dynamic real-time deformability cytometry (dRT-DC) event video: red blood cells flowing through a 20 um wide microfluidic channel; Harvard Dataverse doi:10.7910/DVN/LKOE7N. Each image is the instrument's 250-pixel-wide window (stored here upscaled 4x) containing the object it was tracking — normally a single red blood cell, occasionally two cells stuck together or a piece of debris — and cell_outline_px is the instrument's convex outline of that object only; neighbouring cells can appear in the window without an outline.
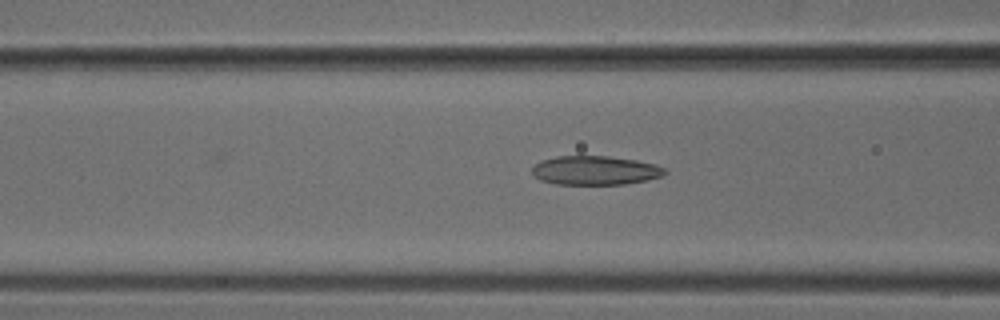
{"species": "common noctule bat (a hibernating species)", "species_latin": "Nyctalus noctula", "temperature_condition": "cold", "stored_images_in_passage": 39, "camera_frame_rate_fps": 3000, "um_per_image_px": 0.085, "animal": {"sex": "male", "body_mass_g": 18.8}, "frame": {"image": 1, "passage_image": 19, "time_ms": 6.0, "image_size_px": [1000, 320], "cell_outline_px": [[668, 172], [660, 176], [644, 180], [624, 184], [556, 184], [540, 180], [532, 176], [532, 168], [540, 160], [556, 156], [608, 156], [636, 160], [656, 164], [664, 168]], "centroid_in_image_um": [50.54, 14.48], "position_along_channel_um": 116.1, "area_um2": 22.43}}
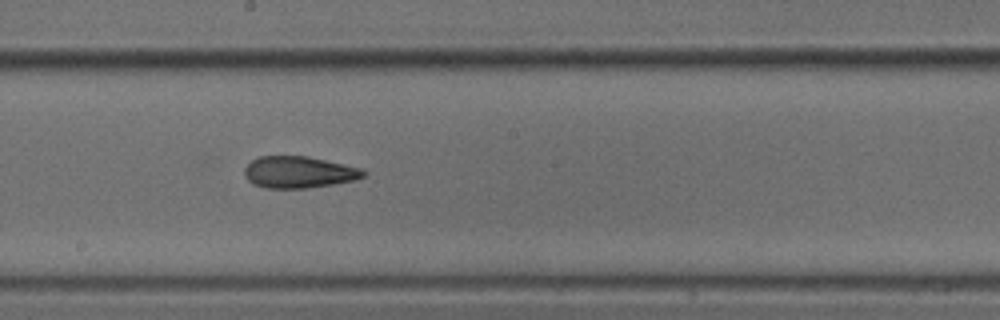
{"frame": {"image": 2, "passage_image": 27, "time_ms": 8.667, "image_size_px": [1000, 320], "cell_outline_px": [[368, 172], [364, 176], [356, 180], [332, 184], [304, 188], [264, 188], [252, 184], [244, 176], [244, 168], [252, 160], [260, 156], [308, 156], [364, 168]], "centroid_in_image_um": [25.42, 14.63], "position_along_channel_um": 222.8, "area_um2": 22.2}}
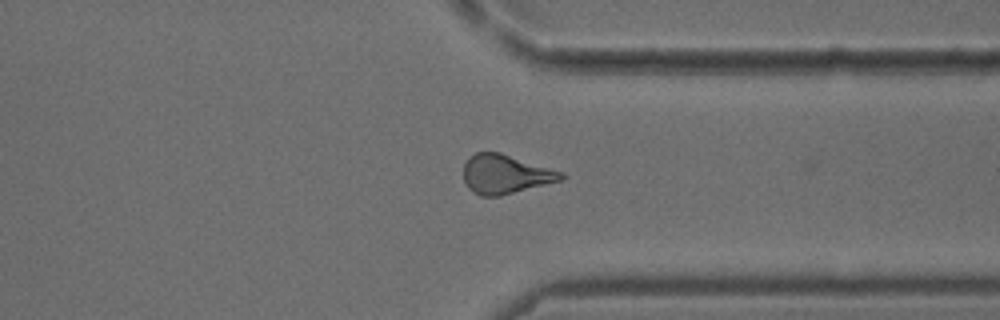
{"frame": {"image": 3, "passage_image": 38, "time_ms": 12.333, "image_size_px": [1000, 320], "cell_outline_px": [[564, 176], [560, 180], [500, 196], [480, 196], [472, 192], [464, 184], [464, 164], [468, 156], [476, 152], [500, 152], [564, 172]], "centroid_in_image_um": [42.91, 14.8], "position_along_channel_um": 368.5, "area_um2": 22.25}}